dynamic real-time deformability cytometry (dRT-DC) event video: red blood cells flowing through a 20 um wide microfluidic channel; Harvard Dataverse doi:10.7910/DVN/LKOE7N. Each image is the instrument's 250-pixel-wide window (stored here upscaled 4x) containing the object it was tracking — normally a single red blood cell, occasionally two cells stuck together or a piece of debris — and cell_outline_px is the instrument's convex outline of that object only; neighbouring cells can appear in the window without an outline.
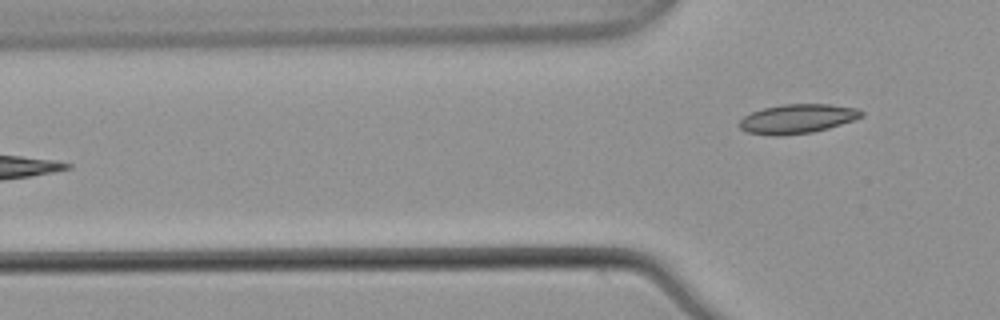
{"species": "common noctule bat (a hibernating species)", "species_latin": "Nyctalus noctula", "temperature_condition": "warm", "stored_images_in_passage": 5, "camera_frame_rate_fps": 3000, "um_per_image_px": 0.085, "animal": {"sex": "male", "body_mass_g": 21.5, "forearm_length_mm": 52.0}, "frame": {"image": 1, "passage_image": 5, "time_ms": 1.333, "image_size_px": [1000, 320], "cell_outline_px": [[864, 116], [828, 128], [812, 132], [780, 136], [772, 136], [748, 132], [740, 128], [736, 124], [744, 116], [752, 112], [764, 108], [780, 104], [828, 104], [860, 108], [864, 112]], "centroid_in_image_um": [67.77, 10.09], "position_along_channel_um": 58.0, "area_um2": 20.92}}